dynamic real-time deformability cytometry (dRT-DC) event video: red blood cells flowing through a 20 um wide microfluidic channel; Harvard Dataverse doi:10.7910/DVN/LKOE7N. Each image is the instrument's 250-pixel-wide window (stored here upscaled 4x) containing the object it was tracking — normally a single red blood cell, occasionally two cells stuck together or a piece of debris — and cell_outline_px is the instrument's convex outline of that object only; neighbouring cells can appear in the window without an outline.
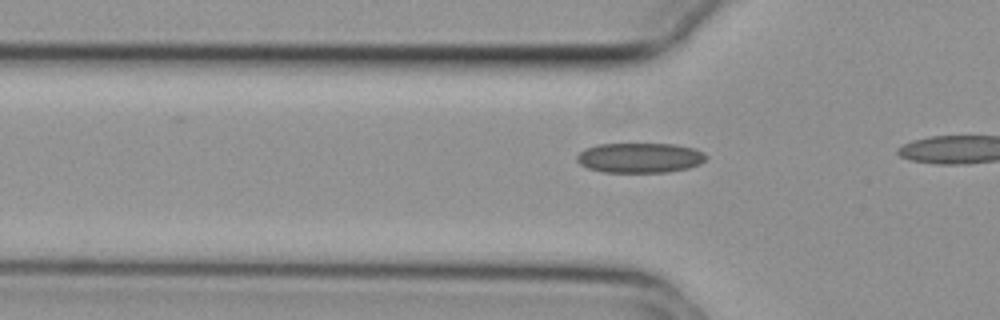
{"species": "common noctule bat (a hibernating species)", "species_latin": "Nyctalus noctula", "temperature_condition": "cold", "stored_images_in_passage": 16, "camera_frame_rate_fps": 3000, "um_per_image_px": 0.085, "animal": {"sex": "female", "body_mass_g": 29.2, "forearm_length_mm": 56.3}, "frame": {"image": 1, "passage_image": 14, "time_ms": 4.333, "image_size_px": [1000, 320], "cell_outline_px": [[708, 156], [700, 164], [688, 168], [668, 172], [604, 172], [588, 168], [580, 164], [576, 160], [576, 156], [584, 148], [596, 144], [676, 144], [692, 148], [704, 152]], "centroid_in_image_um": [54.37, 13.41], "position_along_channel_um": 71.4, "area_um2": 22.66}}